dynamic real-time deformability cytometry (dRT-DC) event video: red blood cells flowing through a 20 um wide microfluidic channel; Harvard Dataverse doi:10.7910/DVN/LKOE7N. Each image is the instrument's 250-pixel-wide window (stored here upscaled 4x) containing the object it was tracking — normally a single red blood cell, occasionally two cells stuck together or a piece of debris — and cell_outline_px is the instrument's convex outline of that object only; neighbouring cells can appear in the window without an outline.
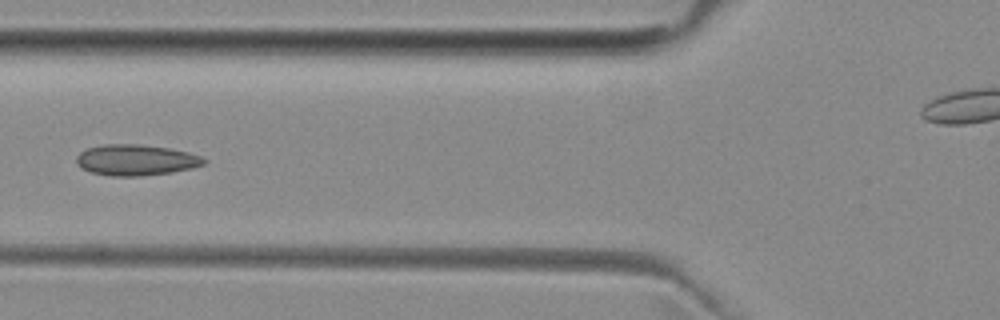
{"species": "common noctule bat (a hibernating species)", "species_latin": "Nyctalus noctula", "temperature_condition": "room temperature", "stored_images_in_passage": 4, "camera_frame_rate_fps": 3000, "um_per_image_px": 0.085, "animal": {"sex": "female", "body_mass_g": 29.2, "forearm_length_mm": 56.3}, "frame": {"image": 1, "passage_image": 4, "time_ms": 4.333, "image_size_px": [1000, 320], "cell_outline_px": [[208, 160], [204, 164], [192, 168], [172, 172], [140, 176], [112, 176], [92, 172], [80, 168], [76, 164], [76, 156], [80, 152], [88, 148], [104, 144], [136, 144], [168, 148], [188, 152], [200, 156]], "centroid_in_image_um": [11.54, 13.6], "position_along_channel_um": 114.3, "area_um2": 22.95}}